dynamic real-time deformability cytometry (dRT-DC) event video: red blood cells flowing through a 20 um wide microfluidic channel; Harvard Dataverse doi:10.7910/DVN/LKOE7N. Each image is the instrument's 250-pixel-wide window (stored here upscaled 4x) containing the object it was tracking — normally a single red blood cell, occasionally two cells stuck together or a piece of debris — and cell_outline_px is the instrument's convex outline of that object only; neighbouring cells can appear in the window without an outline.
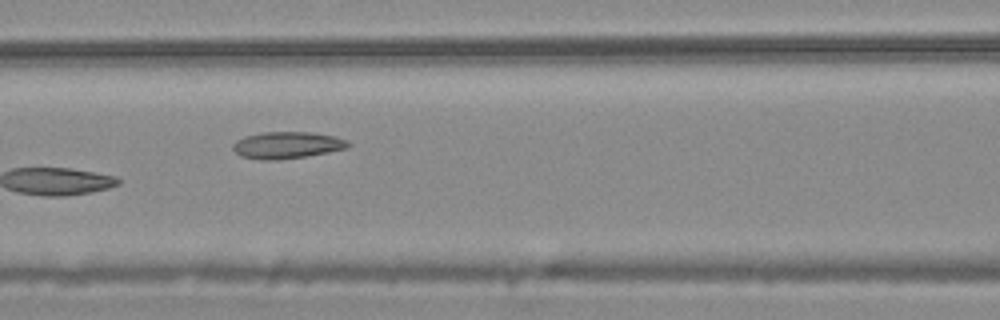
{"species": "common noctule bat (a hibernating species)", "species_latin": "Nyctalus noctula", "temperature_condition": "warm", "stored_images_in_passage": 7, "camera_frame_rate_fps": 3000, "um_per_image_px": 0.085, "animal": {"sex": "male", "body_mass_g": 20.4}, "frame": {"image": 1, "passage_image": 7, "time_ms": 2.0, "image_size_px": [1000, 320], "cell_outline_px": [[352, 144], [348, 148], [308, 156], [280, 160], [260, 160], [240, 156], [232, 148], [232, 144], [236, 140], [244, 136], [264, 132], [312, 132], [336, 136], [348, 140]], "centroid_in_image_um": [24.42, 12.34], "position_along_channel_um": 142.2, "area_um2": 18.32}}